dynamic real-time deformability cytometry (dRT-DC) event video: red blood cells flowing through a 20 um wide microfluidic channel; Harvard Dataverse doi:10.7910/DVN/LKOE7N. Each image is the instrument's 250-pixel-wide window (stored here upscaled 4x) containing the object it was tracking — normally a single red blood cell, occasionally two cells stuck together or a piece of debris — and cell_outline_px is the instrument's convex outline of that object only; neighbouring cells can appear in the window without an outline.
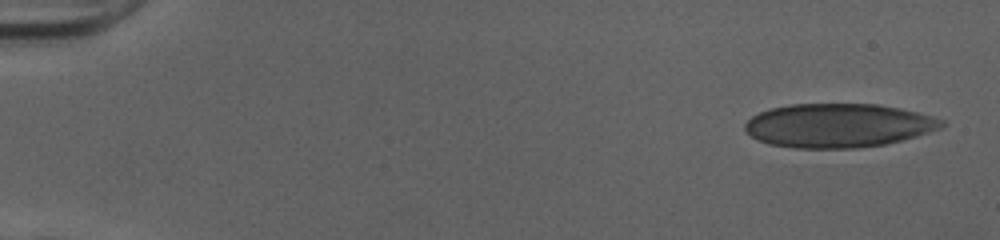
{"species": "human", "species_latin": "Homo sapiens", "temperature_condition": "cold", "stored_images_in_passage": 49, "camera_frame_rate_fps": 3000, "um_per_image_px": 0.085, "donor": {"sex": "female"}, "frame": {"image": 1, "passage_image": 1, "time_ms": 0.0, "image_size_px": [1000, 240], "cell_outline_px": [[948, 124], [940, 128], [916, 136], [884, 144], [856, 148], [792, 148], [768, 144], [756, 140], [744, 128], [744, 124], [752, 116], [760, 112], [772, 108], [792, 104], [880, 104], [900, 108], [932, 116], [944, 120]], "centroid_in_image_um": [71.25, 10.67], "position_along_channel_um": 13.8, "area_um2": 50.29}}
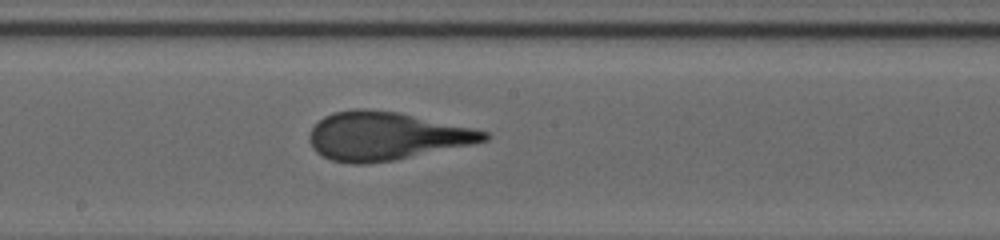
{"frame": {"image": 2, "passage_image": 27, "time_ms": 8.667, "image_size_px": [1000, 240], "cell_outline_px": [[492, 136], [488, 140], [472, 144], [396, 160], [368, 164], [352, 164], [332, 160], [316, 152], [312, 148], [308, 140], [308, 136], [312, 128], [324, 116], [332, 112], [356, 108], [364, 108], [400, 112], [472, 128], [488, 132]], "centroid_in_image_um": [32.79, 11.56], "position_along_channel_um": 215.4, "area_um2": 49.3}}
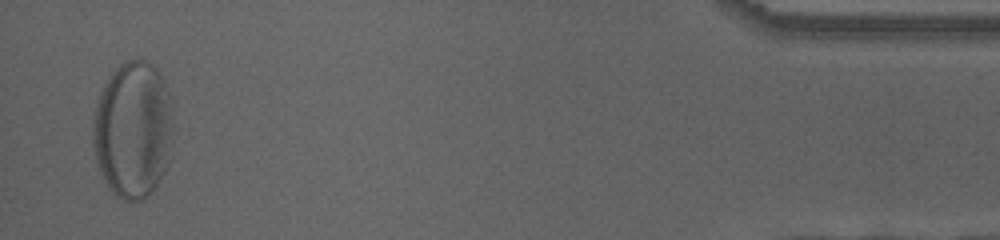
{"frame": {"image": 3, "passage_image": 48, "time_ms": 15.667, "image_size_px": [1000, 240], "cell_outline_px": [[172, 160], [156, 184], [140, 200], [120, 200], [112, 192], [104, 180], [96, 164], [92, 140], [92, 116], [100, 92], [104, 84], [112, 72], [124, 60], [144, 60], [152, 64], [160, 72], [172, 96]], "centroid_in_image_um": [11.31, 11.0], "position_along_channel_um": 423.9, "area_um2": 65.14}}